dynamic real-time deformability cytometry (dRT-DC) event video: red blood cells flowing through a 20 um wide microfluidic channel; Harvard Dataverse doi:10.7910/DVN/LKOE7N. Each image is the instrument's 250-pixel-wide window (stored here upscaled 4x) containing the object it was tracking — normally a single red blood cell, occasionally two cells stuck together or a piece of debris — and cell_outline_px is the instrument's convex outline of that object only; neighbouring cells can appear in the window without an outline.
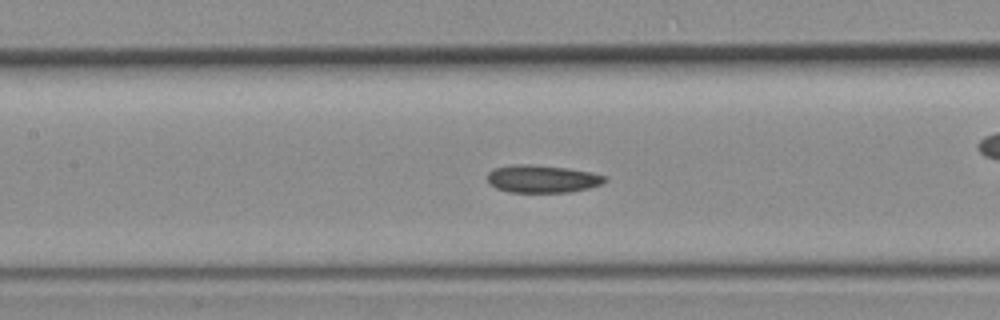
{"species": "common noctule bat (a hibernating species)", "species_latin": "Nyctalus noctula", "temperature_condition": "room temperature", "stored_images_in_passage": 40, "camera_frame_rate_fps": 3000, "um_per_image_px": 0.085, "animal": {"sex": "female", "body_mass_g": 19.3, "forearm_length_mm": 54.1}, "frame": {"image": 1, "passage_image": 18, "time_ms": 5.667, "image_size_px": [1000, 320], "cell_outline_px": [[608, 180], [604, 184], [572, 192], [508, 192], [496, 188], [488, 184], [488, 172], [496, 168], [512, 164], [528, 164], [568, 168], [608, 176]], "centroid_in_image_um": [46.11, 15.21], "position_along_channel_um": 161.3, "area_um2": 19.07}}
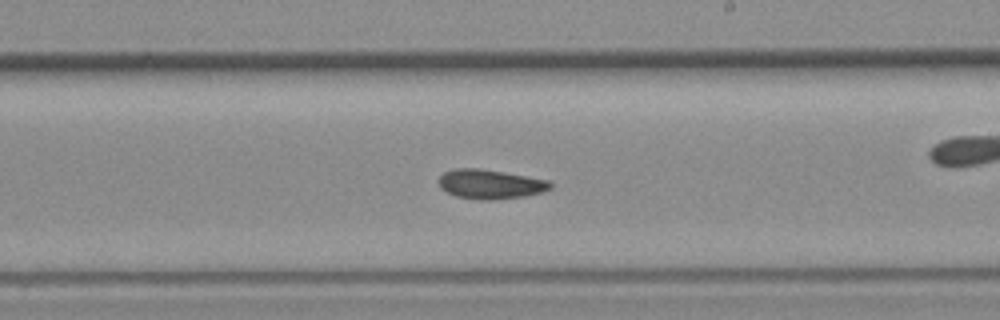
{"frame": {"image": 2, "passage_image": 23, "time_ms": 7.333, "image_size_px": [1000, 320], "cell_outline_px": [[552, 188], [544, 192], [524, 196], [488, 200], [480, 200], [456, 196], [440, 188], [440, 176], [444, 172], [456, 168], [480, 168], [504, 172], [548, 180], [552, 184]], "centroid_in_image_um": [41.69, 15.65], "position_along_channel_um": 247.3, "area_um2": 19.02}}